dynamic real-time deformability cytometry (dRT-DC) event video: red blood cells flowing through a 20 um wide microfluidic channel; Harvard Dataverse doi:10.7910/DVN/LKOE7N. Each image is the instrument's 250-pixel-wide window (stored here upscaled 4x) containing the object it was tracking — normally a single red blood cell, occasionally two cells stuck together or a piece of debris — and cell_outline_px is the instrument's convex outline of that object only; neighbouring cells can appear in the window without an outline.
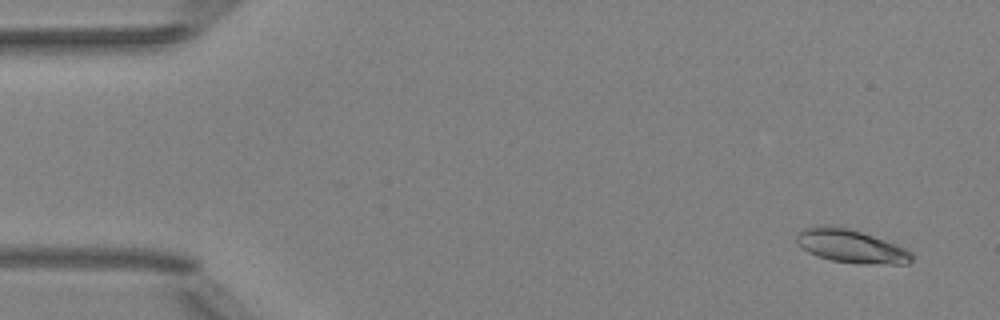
{"species": "Egyptian fruit bat (a non-hibernating species)", "species_latin": "Rousettus aegyptiacus", "temperature_condition": "room temperature", "stored_images_in_passage": 53, "camera_frame_rate_fps": 3000, "um_per_image_px": 0.085, "animal": {"sex": "female"}, "frame": {"image": 1, "passage_image": 4, "time_ms": 1.0, "image_size_px": [1000, 320], "cell_outline_px": [[912, 260], [908, 264], [860, 264], [832, 260], [816, 256], [808, 252], [796, 244], [796, 232], [804, 228], [816, 224], [848, 228], [884, 240], [904, 248], [912, 252]], "centroid_in_image_um": [72.27, 20.92], "position_along_channel_um": 12.7, "area_um2": 22.43}}
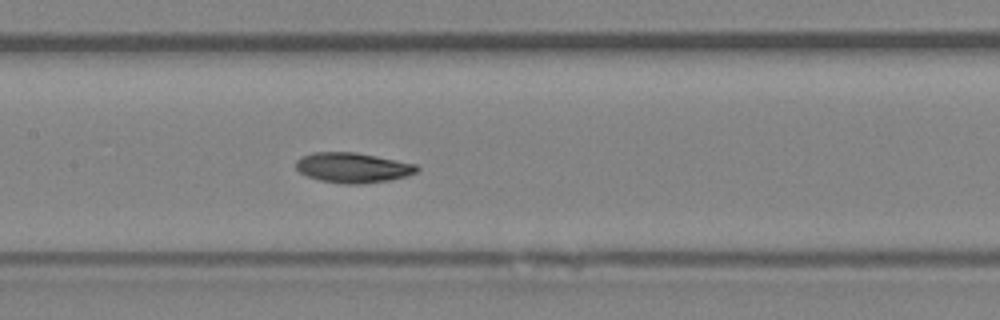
{"frame": {"image": 2, "passage_image": 26, "time_ms": 8.333, "image_size_px": [1000, 320], "cell_outline_px": [[420, 168], [416, 172], [408, 176], [388, 180], [364, 184], [340, 184], [320, 180], [308, 176], [300, 172], [296, 168], [296, 160], [300, 156], [312, 152], [356, 152], [416, 164]], "centroid_in_image_um": [29.97, 14.25], "position_along_channel_um": 177.4, "area_um2": 21.33}}
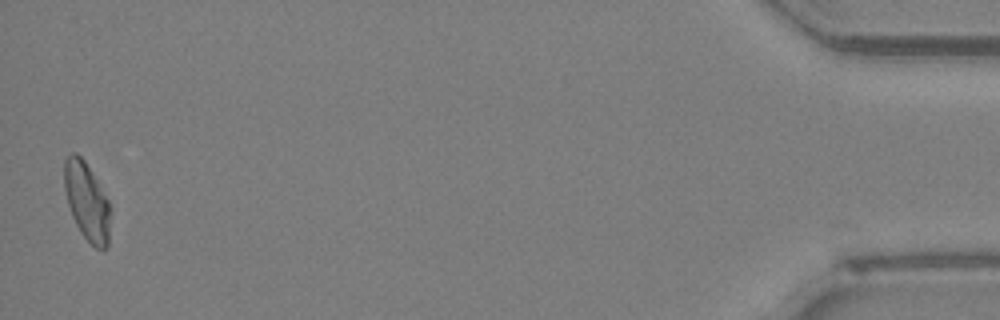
{"frame": {"image": 3, "passage_image": 52, "time_ms": 17.0, "image_size_px": [1000, 320], "cell_outline_px": [[108, 248], [96, 248], [80, 232], [72, 216], [68, 204], [64, 188], [64, 160], [72, 152], [76, 152], [84, 160], [108, 200]], "centroid_in_image_um": [7.34, 17.09], "position_along_channel_um": 427.9, "area_um2": 20.29}, "authors_computed_cell_mechanics": {"area_um2": 21.0392, "velocity_mm_per_s": 3.9787, "shape_relaxation_time_tau1_ms": 4.738, "shape_relaxation_time_tau2_ms": 4.5232, "deformation_change_tau1": 0.1344, "deformation_change_tau2": 0.0877}}